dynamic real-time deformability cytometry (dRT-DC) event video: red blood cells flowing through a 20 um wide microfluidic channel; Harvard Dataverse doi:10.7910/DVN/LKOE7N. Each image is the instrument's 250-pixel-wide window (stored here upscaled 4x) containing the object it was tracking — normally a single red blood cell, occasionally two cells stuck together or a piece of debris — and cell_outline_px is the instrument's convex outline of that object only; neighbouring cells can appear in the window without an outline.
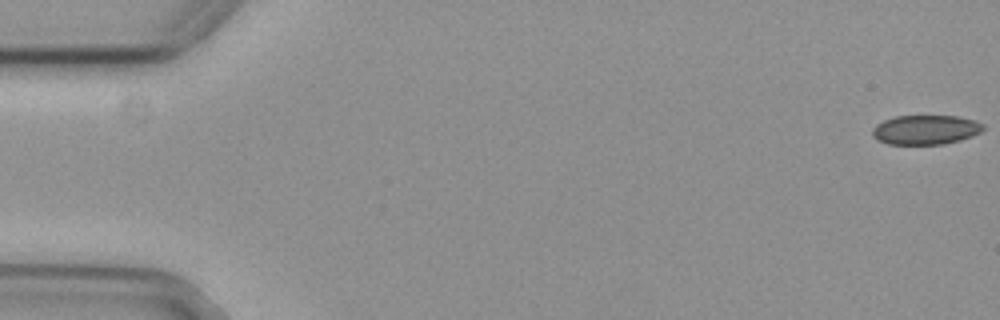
{"species": "common noctule bat (a hibernating species)", "species_latin": "Nyctalus noctula", "temperature_condition": "cold", "stored_images_in_passage": 55, "camera_frame_rate_fps": 3000, "um_per_image_px": 0.085, "animal": {"sex": "female", "body_mass_g": 29.2, "forearm_length_mm": 56.3}, "frame": {"image": 1, "passage_image": 1, "time_ms": 0.0, "image_size_px": [1000, 320], "cell_outline_px": [[984, 128], [980, 132], [972, 136], [960, 140], [944, 144], [888, 144], [876, 140], [872, 136], [872, 128], [876, 124], [884, 120], [896, 116], [956, 116], [976, 120], [984, 124]], "centroid_in_image_um": [78.66, 11.03], "position_along_channel_um": 6.3, "area_um2": 19.13}}
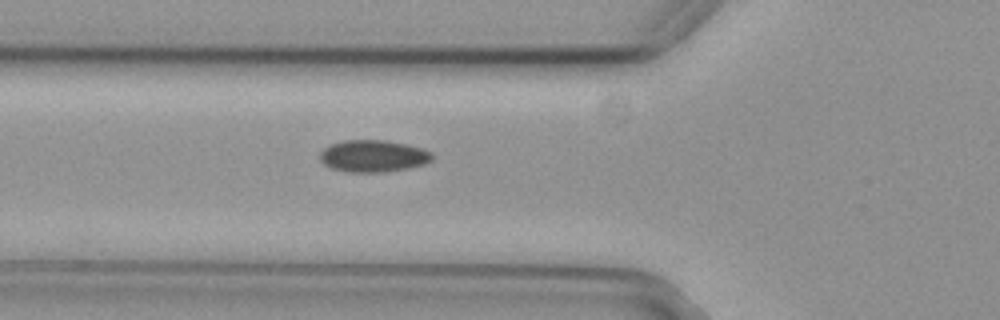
{"frame": {"image": 2, "passage_image": 20, "time_ms": 6.333, "image_size_px": [1000, 320], "cell_outline_px": [[432, 160], [424, 164], [408, 168], [384, 172], [348, 172], [332, 168], [324, 164], [320, 160], [320, 152], [324, 148], [332, 144], [344, 140], [384, 140], [424, 148], [432, 152]], "centroid_in_image_um": [31.73, 13.26], "position_along_channel_um": 94.1, "area_um2": 20.87}}
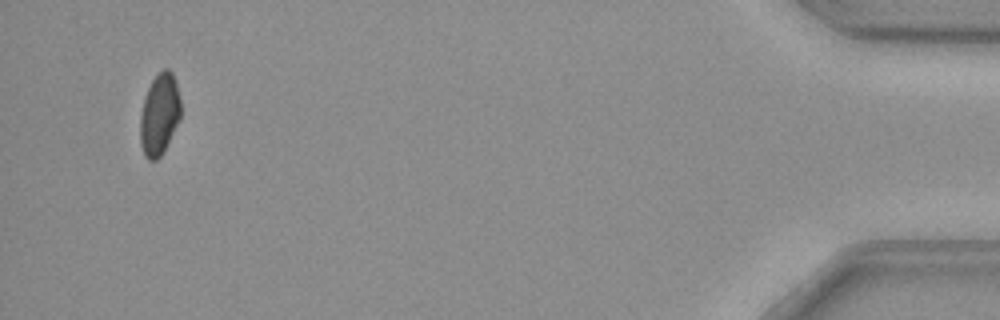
{"frame": {"image": 3, "passage_image": 53, "time_ms": 17.333, "image_size_px": [1000, 320], "cell_outline_px": [[180, 116], [164, 152], [156, 160], [148, 160], [144, 156], [140, 144], [140, 112], [144, 96], [152, 80], [164, 68], [168, 68], [172, 72], [176, 80], [180, 100]], "centroid_in_image_um": [13.53, 9.73], "position_along_channel_um": 421.7, "area_um2": 19.36}, "authors_computed_cell_mechanics": {"area_um2": 20.2878, "velocity_mm_per_s": 3.7589, "shape_relaxation_time_tau1_ms": 8.7725, "shape_relaxation_time_tau2_ms": null, "deformation_change_tau1": 0.0774, "deformation_change_tau2": null}}